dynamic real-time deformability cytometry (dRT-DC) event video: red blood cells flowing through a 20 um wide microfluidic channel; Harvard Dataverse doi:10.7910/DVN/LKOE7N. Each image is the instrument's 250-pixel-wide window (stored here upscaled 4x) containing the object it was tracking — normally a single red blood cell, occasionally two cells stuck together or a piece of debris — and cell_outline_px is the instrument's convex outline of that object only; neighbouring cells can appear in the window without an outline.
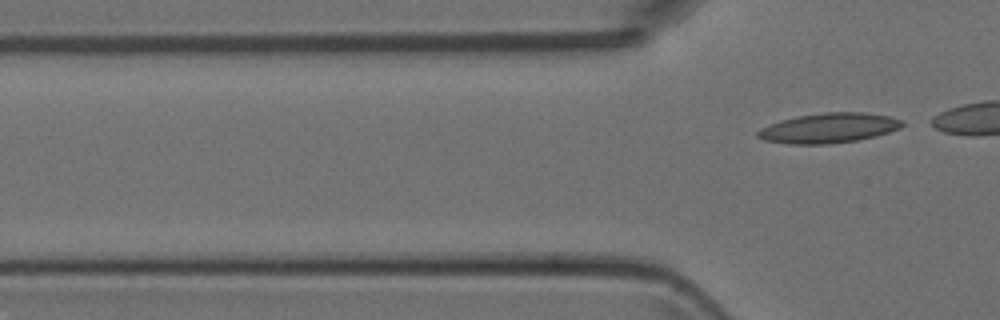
{"species": "Egyptian fruit bat (a non-hibernating species)", "species_latin": "Rousettus aegyptiacus", "temperature_condition": "room temperature", "stored_images_in_passage": 5, "camera_frame_rate_fps": 3000, "um_per_image_px": 0.085, "animal": {"sex": "female"}, "frame": {"image": 1, "passage_image": 5, "time_ms": 1.333, "image_size_px": [1000, 320], "cell_outline_px": [[904, 124], [900, 128], [888, 132], [856, 140], [828, 144], [788, 144], [764, 140], [756, 136], [756, 132], [760, 128], [780, 120], [796, 116], [824, 112], [864, 112], [888, 116], [900, 120]], "centroid_in_image_um": [70.38, 10.88], "position_along_channel_um": 55.4, "area_um2": 25.03}}